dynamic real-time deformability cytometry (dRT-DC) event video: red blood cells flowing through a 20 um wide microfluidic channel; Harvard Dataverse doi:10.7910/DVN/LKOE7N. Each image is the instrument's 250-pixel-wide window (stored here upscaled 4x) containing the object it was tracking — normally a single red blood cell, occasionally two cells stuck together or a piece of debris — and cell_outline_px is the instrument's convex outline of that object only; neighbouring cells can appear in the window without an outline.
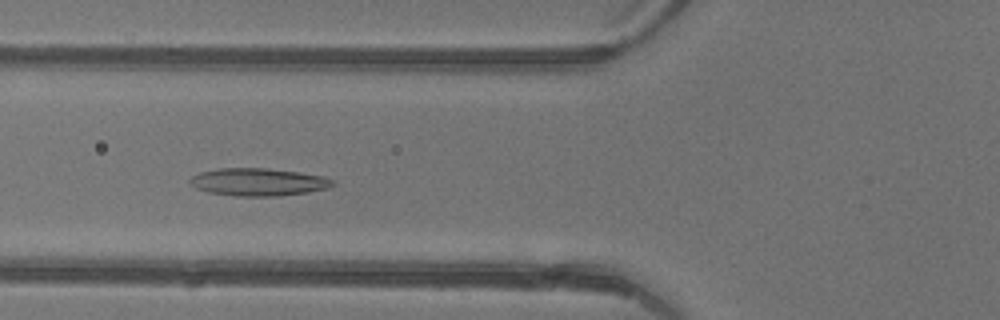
{"species": "common noctule bat (a hibernating species)", "species_latin": "Nyctalus noctula", "temperature_condition": "warm", "stored_images_in_passage": 46, "camera_frame_rate_fps": 3000, "um_per_image_px": 0.085, "animal": {"sex": "female"}, "frame": {"image": 1, "passage_image": 18, "time_ms": 5.667, "image_size_px": [1000, 320], "cell_outline_px": [[336, 184], [328, 188], [308, 192], [280, 196], [236, 196], [208, 192], [196, 188], [188, 180], [192, 176], [200, 172], [216, 168], [264, 168], [300, 172], [324, 176], [336, 180]], "centroid_in_image_um": [21.99, 15.47], "position_along_channel_um": 103.8, "area_um2": 23.18}}
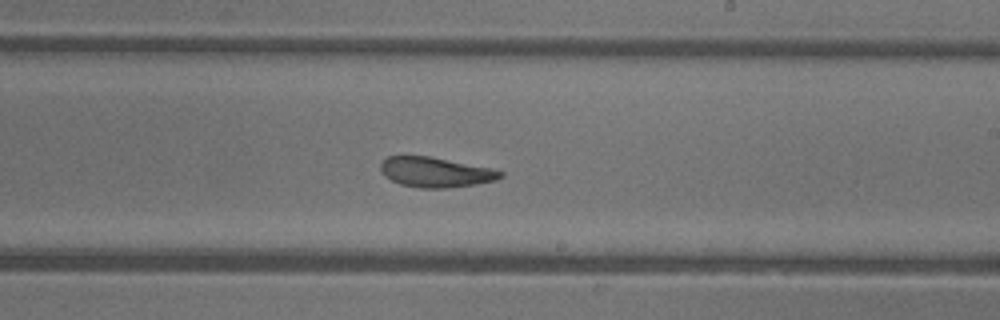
{"frame": {"image": 2, "passage_image": 28, "time_ms": 9.0, "image_size_px": [1000, 320], "cell_outline_px": [[504, 176], [496, 180], [476, 184], [444, 188], [420, 188], [400, 184], [384, 176], [380, 168], [380, 164], [388, 156], [428, 156], [492, 168], [504, 172]], "centroid_in_image_um": [37.03, 14.64], "position_along_channel_um": 252.0, "area_um2": 20.87}}
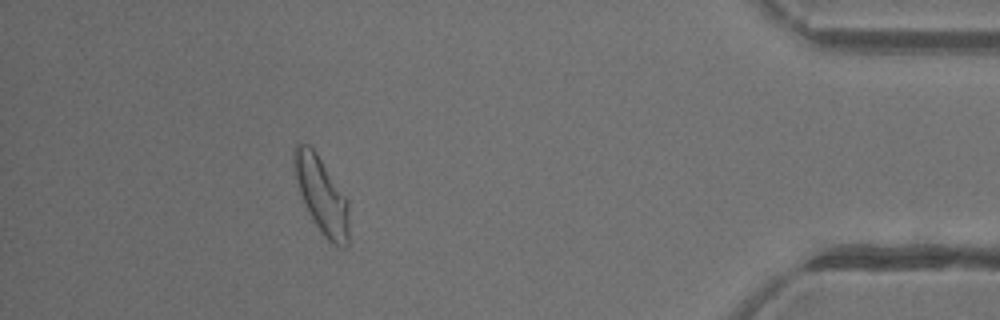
{"frame": {"image": 3, "passage_image": 42, "time_ms": 13.667, "image_size_px": [1000, 320], "cell_outline_px": [[348, 244], [344, 248], [340, 248], [332, 244], [324, 236], [312, 220], [308, 212], [300, 192], [292, 164], [292, 152], [296, 144], [308, 144], [316, 152], [348, 200]], "centroid_in_image_um": [27.32, 16.6], "position_along_channel_um": 407.9, "area_um2": 24.33}, "authors_computed_cell_mechanics": {"area_um2": 23.3801, "velocity_mm_per_s": 4.432, "shape_relaxation_time_tau1_ms": 9.6783, "shape_relaxation_time_tau2_ms": 2.0574, "deformation_change_tau1": 0.2703, "deformation_change_tau2": 0.1002}}